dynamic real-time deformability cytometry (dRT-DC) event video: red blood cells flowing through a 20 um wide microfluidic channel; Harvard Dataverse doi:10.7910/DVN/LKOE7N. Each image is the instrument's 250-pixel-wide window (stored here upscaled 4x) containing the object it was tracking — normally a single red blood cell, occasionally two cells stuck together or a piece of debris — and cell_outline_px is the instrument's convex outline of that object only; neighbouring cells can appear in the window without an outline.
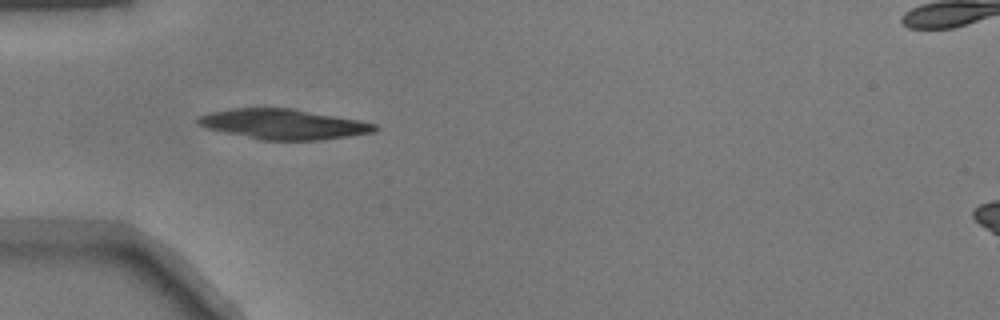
{"species": "common noctule bat (a hibernating species)", "species_latin": "Nyctalus noctula", "temperature_condition": "warm", "stored_images_in_passage": 10, "camera_frame_rate_fps": 3000, "um_per_image_px": 0.085, "animal": {"sex": "male", "body_mass_g": 17.9}, "frame": {"image": 1, "passage_image": 1, "time_ms": 0.0, "image_size_px": [1000, 320], "cell_outline_px": [[380, 128], [376, 132], [348, 136], [316, 140], [260, 140], [204, 128], [196, 124], [196, 120], [200, 116], [208, 112], [236, 108], [292, 108], [360, 120], [376, 124]], "centroid_in_image_um": [24.07, 10.55], "position_along_channel_um": 60.9, "area_um2": 31.21}}
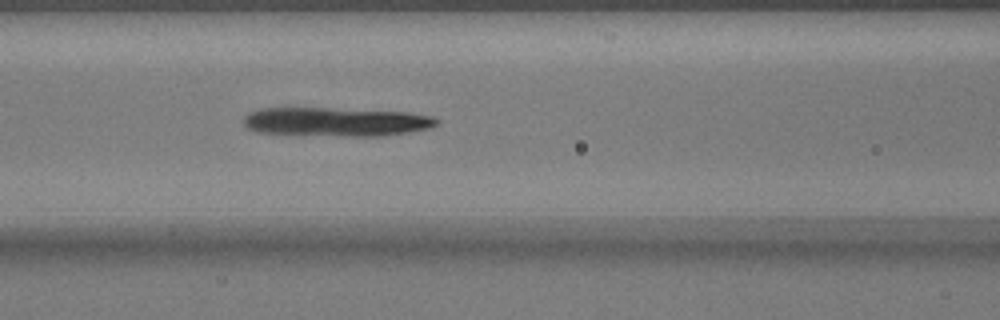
{"frame": {"image": 2, "passage_image": 7, "time_ms": 2.0, "image_size_px": [1000, 320], "cell_outline_px": [[440, 120], [436, 124], [428, 128], [384, 136], [352, 136], [260, 132], [248, 128], [244, 124], [244, 116], [248, 112], [260, 108], [328, 108], [408, 112], [432, 116]], "centroid_in_image_um": [28.57, 10.34], "position_along_channel_um": 138.0, "area_um2": 32.14}}
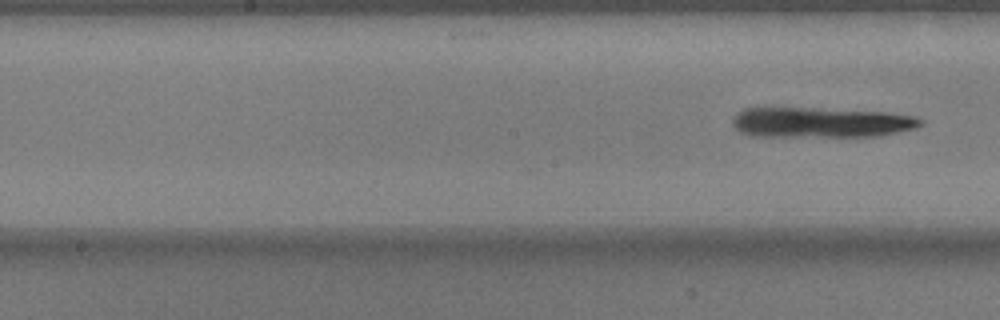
{"frame": {"image": 3, "passage_image": 10, "time_ms": 3.0, "image_size_px": [1000, 320], "cell_outline_px": [[924, 124], [916, 128], [880, 136], [752, 136], [740, 132], [732, 124], [732, 120], [744, 108], [812, 108], [888, 112], [916, 116], [924, 120]], "centroid_in_image_um": [69.84, 10.41], "position_along_channel_um": 178.4, "area_um2": 33.18}}